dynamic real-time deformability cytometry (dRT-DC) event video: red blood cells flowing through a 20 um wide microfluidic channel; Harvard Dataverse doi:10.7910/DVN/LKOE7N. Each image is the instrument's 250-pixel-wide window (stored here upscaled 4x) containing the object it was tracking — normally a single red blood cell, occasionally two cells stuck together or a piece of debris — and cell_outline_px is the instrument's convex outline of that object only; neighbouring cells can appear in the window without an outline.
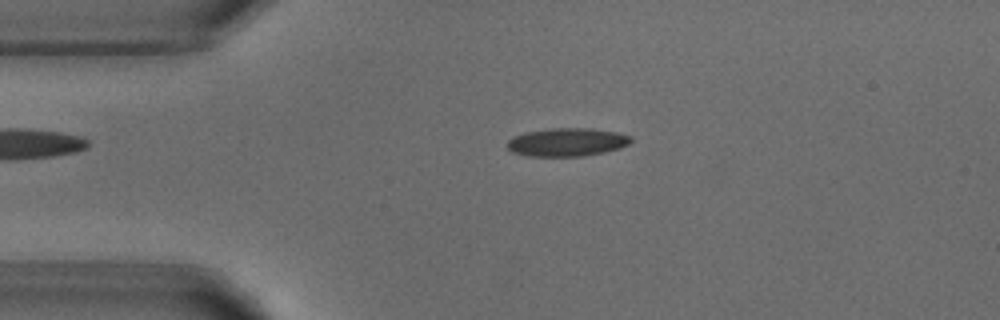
{"species": "common noctule bat (a hibernating species)", "species_latin": "Nyctalus noctula", "temperature_condition": "warm", "stored_images_in_passage": 7, "camera_frame_rate_fps": 3000, "um_per_image_px": 0.085, "animal": {"sex": "male", "body_mass_g": 18.8}, "frame": {"image": 1, "passage_image": 2, "time_ms": 2.0, "image_size_px": [1000, 320], "cell_outline_px": [[632, 140], [628, 144], [620, 148], [604, 152], [584, 156], [528, 156], [512, 152], [508, 148], [508, 140], [524, 132], [552, 128], [592, 128], [616, 132], [632, 136]], "centroid_in_image_um": [48.22, 12.08], "position_along_channel_um": 36.8, "area_um2": 20.35}}
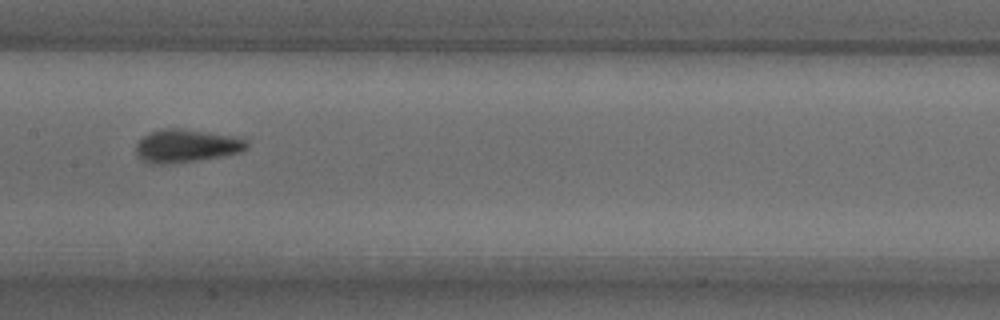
{"frame": {"image": 2, "passage_image": 6, "time_ms": 6.667, "image_size_px": [1000, 320], "cell_outline_px": [[248, 148], [240, 152], [200, 160], [168, 164], [148, 164], [140, 160], [136, 152], [136, 144], [144, 136], [152, 132], [164, 128], [176, 128], [244, 136], [248, 140]], "centroid_in_image_um": [15.89, 12.4], "position_along_channel_um": 191.5, "area_um2": 21.73}}
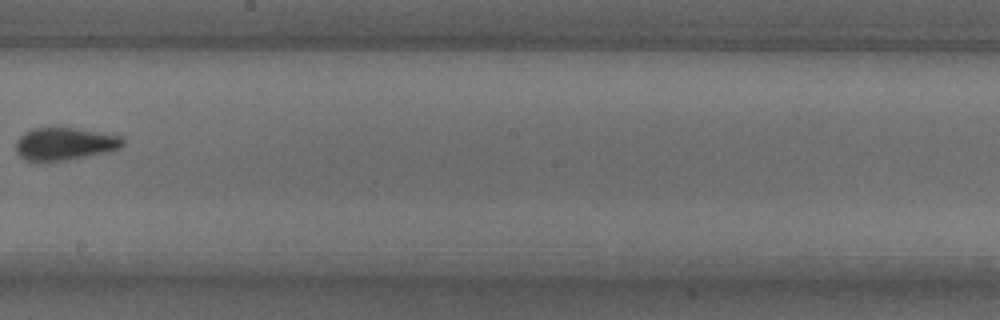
{"frame": {"image": 3, "passage_image": 7, "time_ms": 8.0, "image_size_px": [1000, 320], "cell_outline_px": [[124, 144], [120, 148], [104, 152], [64, 160], [24, 160], [16, 152], [16, 144], [20, 136], [24, 132], [32, 128], [76, 128], [124, 136]], "centroid_in_image_um": [5.51, 12.2], "position_along_channel_um": 242.7, "area_um2": 20.0}}